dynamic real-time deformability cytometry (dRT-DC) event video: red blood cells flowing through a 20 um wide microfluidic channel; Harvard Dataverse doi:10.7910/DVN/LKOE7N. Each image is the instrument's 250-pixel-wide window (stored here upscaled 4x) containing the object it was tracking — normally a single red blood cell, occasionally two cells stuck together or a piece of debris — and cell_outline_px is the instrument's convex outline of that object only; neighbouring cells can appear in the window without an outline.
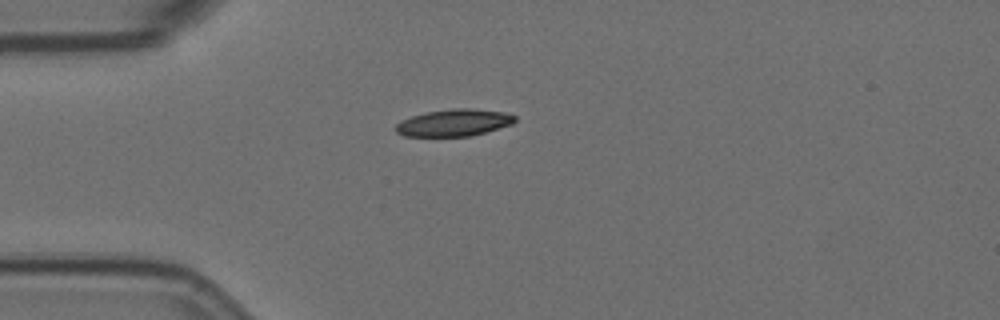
{"species": "Egyptian fruit bat (a non-hibernating species)", "species_latin": "Rousettus aegyptiacus", "temperature_condition": "room temperature", "stored_images_in_passage": 44, "camera_frame_rate_fps": 3000, "um_per_image_px": 0.085, "animal": {"sex": "female"}, "frame": {"image": 1, "passage_image": 1, "time_ms": 0.0, "image_size_px": [1000, 320], "cell_outline_px": [[516, 120], [512, 124], [472, 136], [404, 136], [396, 132], [396, 124], [400, 120], [412, 116], [428, 112], [452, 108], [468, 108], [504, 112], [516, 116]], "centroid_in_image_um": [38.59, 10.43], "position_along_channel_um": 46.4, "area_um2": 18.67}}
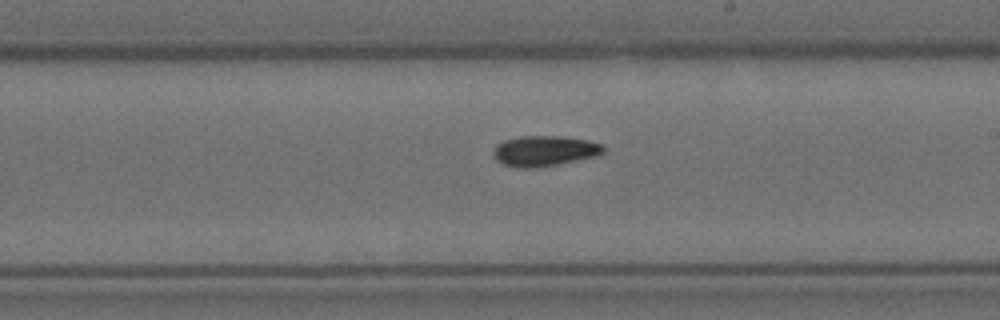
{"frame": {"image": 2, "passage_image": 19, "time_ms": 6.0, "image_size_px": [1000, 320], "cell_outline_px": [[604, 152], [600, 156], [560, 164], [536, 168], [516, 168], [504, 164], [496, 160], [492, 156], [492, 152], [496, 144], [504, 140], [520, 136], [564, 136], [588, 140], [604, 144]], "centroid_in_image_um": [46.3, 12.83], "position_along_channel_um": 242.7, "area_um2": 20.06}}
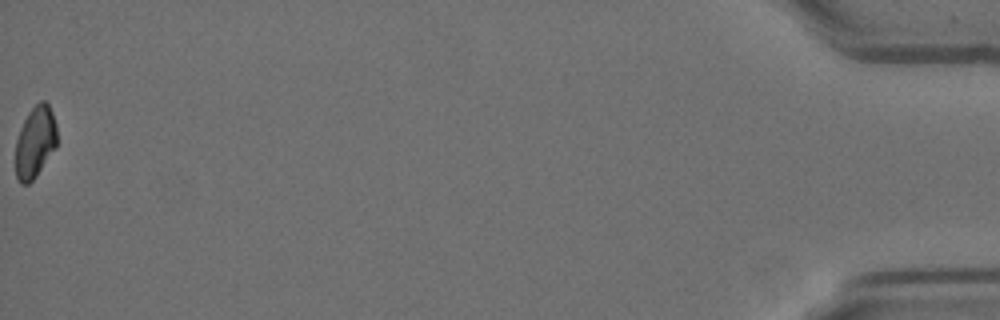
{"frame": {"image": 3, "passage_image": 44, "time_ms": 14.333, "image_size_px": [1000, 320], "cell_outline_px": [[56, 148], [36, 176], [28, 184], [20, 184], [16, 176], [16, 140], [20, 128], [28, 112], [40, 100], [44, 100], [48, 104], [52, 112], [56, 124]], "centroid_in_image_um": [2.99, 12.08], "position_along_channel_um": 432.2, "area_um2": 17.28}, "authors_computed_cell_mechanics": {"area_um2": 18.785, "velocity_mm_per_s": 3.5185, "shape_relaxation_time_tau1_ms": 8.4254, "shape_relaxation_time_tau2_ms": null, "deformation_change_tau1": 0.1879, "deformation_change_tau2": null}}